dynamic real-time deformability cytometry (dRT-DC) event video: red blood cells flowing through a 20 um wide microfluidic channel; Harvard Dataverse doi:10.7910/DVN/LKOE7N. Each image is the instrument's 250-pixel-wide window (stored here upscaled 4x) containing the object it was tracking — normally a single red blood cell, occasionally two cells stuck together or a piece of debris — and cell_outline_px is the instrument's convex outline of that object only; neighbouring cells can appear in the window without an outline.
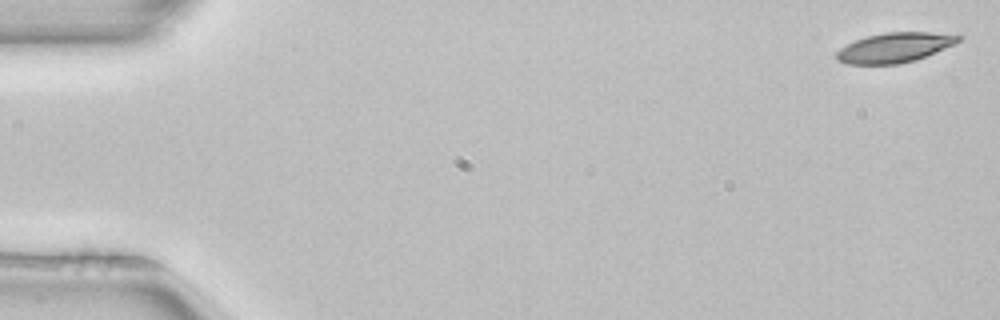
{"species": "common noctule bat (a hibernating species)", "species_latin": "Nyctalus noctula", "temperature_condition": "room temperature", "stored_images_in_passage": 52, "camera_frame_rate_fps": 3000, "um_per_image_px": 0.085, "animal": {"sex": "female", "body_mass_g": 22.7, "forearm_length_mm": 54.2}, "frame": {"image": 1, "passage_image": 1, "time_ms": 0.0, "image_size_px": [1000, 320], "cell_outline_px": [[964, 36], [956, 44], [916, 60], [900, 64], [844, 64], [836, 60], [836, 52], [840, 48], [856, 40], [868, 36], [884, 32], [928, 32]], "centroid_in_image_um": [76.04, 4.05], "position_along_channel_um": 9.0, "area_um2": 21.21}}
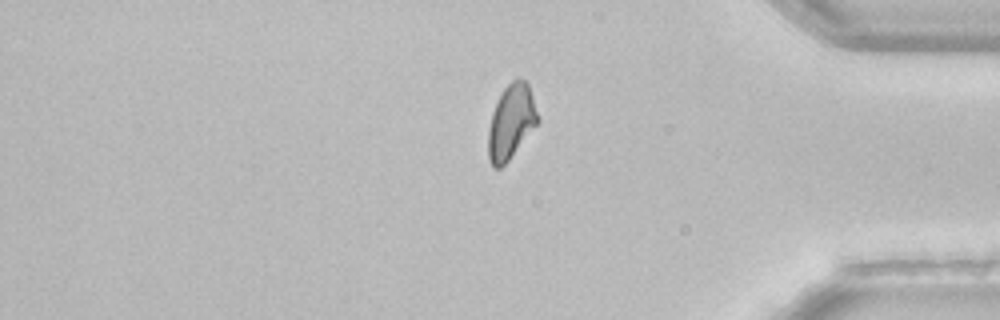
{"frame": {"image": 2, "passage_image": 43, "time_ms": 14.0, "image_size_px": [1000, 320], "cell_outline_px": [[540, 120], [508, 160], [500, 168], [492, 168], [488, 160], [488, 132], [492, 112], [504, 88], [516, 76], [528, 80], [540, 116]], "centroid_in_image_um": [43.47, 10.31], "position_along_channel_um": 391.7, "area_um2": 21.73}}
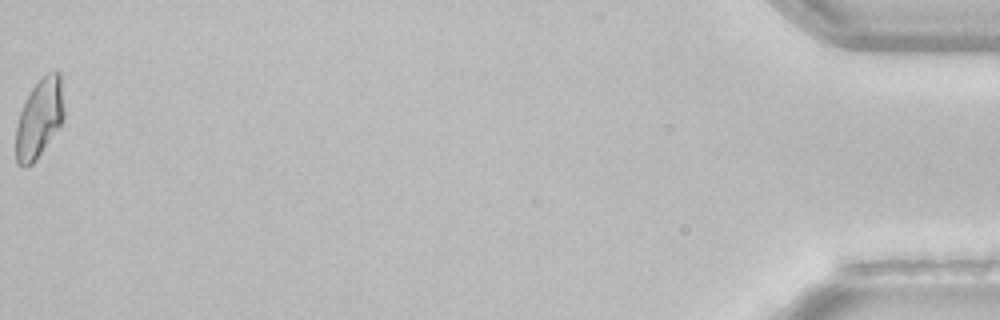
{"frame": {"image": 3, "passage_image": 52, "time_ms": 17.0, "image_size_px": [1000, 320], "cell_outline_px": [[64, 120], [36, 160], [32, 164], [24, 168], [16, 164], [16, 128], [20, 112], [32, 88], [48, 72], [60, 72], [64, 108]], "centroid_in_image_um": [3.35, 10.1], "position_along_channel_um": 431.9, "area_um2": 21.96}, "authors_computed_cell_mechanics": {"area_um2": 21.9929, "velocity_mm_per_s": 3.9521, "shape_relaxation_time_tau1_ms": 5.2728, "shape_relaxation_time_tau2_ms": null, "deformation_change_tau1": 0.1519, "deformation_change_tau2": null}}